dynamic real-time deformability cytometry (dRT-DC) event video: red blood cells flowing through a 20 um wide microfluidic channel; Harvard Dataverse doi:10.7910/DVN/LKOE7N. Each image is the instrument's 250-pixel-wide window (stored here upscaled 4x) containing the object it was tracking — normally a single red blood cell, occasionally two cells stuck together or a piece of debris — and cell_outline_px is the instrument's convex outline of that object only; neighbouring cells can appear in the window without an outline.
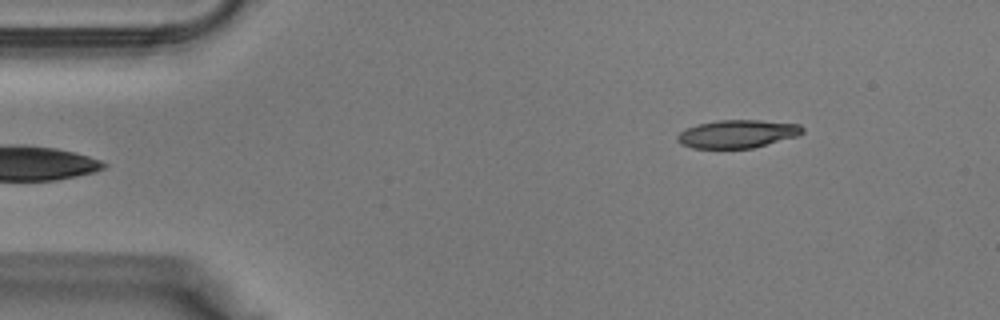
{"species": "Egyptian fruit bat (a non-hibernating species)", "species_latin": "Rousettus aegyptiacus", "temperature_condition": "warm", "stored_images_in_passage": 34, "camera_frame_rate_fps": 3000, "um_per_image_px": 0.085, "animal": {"sex": "male"}, "frame": {"image": 1, "passage_image": 1, "time_ms": 0.0, "image_size_px": [1000, 320], "cell_outline_px": [[804, 132], [796, 136], [752, 148], [692, 148], [680, 144], [676, 140], [676, 136], [680, 132], [688, 128], [700, 124], [716, 120], [760, 120], [800, 124], [804, 128]], "centroid_in_image_um": [62.67, 11.38], "position_along_channel_um": 22.3, "area_um2": 20.35}}
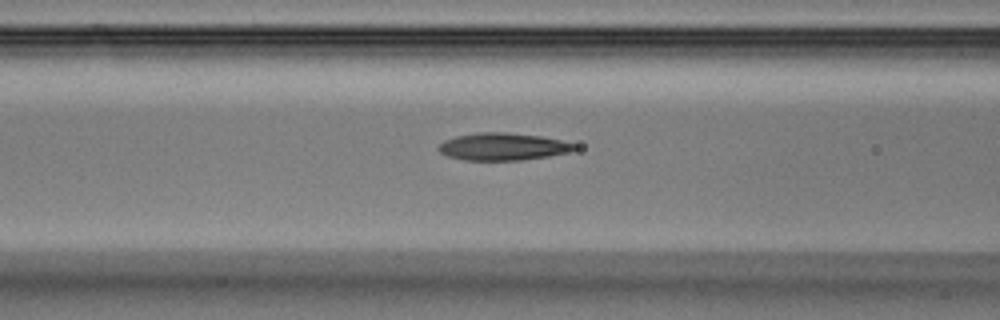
{"frame": {"image": 2, "passage_image": 11, "time_ms": 3.333, "image_size_px": [1000, 320], "cell_outline_px": [[580, 148], [568, 152], [548, 156], [520, 160], [464, 160], [448, 156], [440, 152], [436, 148], [444, 140], [456, 136], [476, 132], [504, 132], [540, 136], [560, 140], [576, 144]], "centroid_in_image_um": [42.73, 12.46], "position_along_channel_um": 123.9, "area_um2": 21.68}}
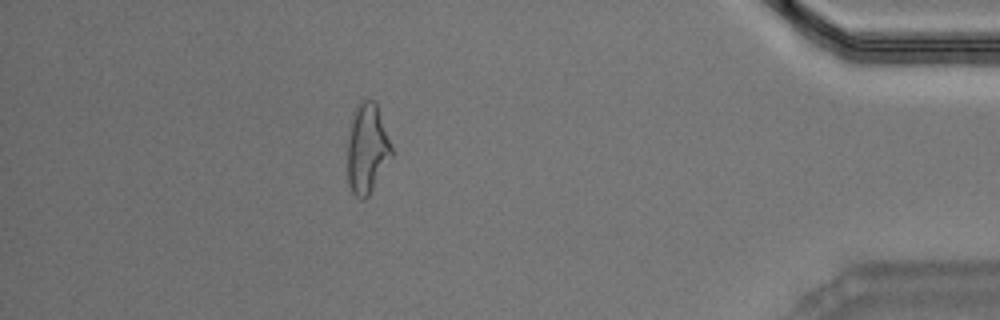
{"frame": {"image": 3, "passage_image": 30, "time_ms": 9.667, "image_size_px": [1000, 320], "cell_outline_px": [[392, 156], [368, 196], [364, 200], [360, 200], [352, 192], [348, 184], [348, 124], [356, 104], [364, 100], [376, 100], [392, 148]], "centroid_in_image_um": [31.18, 12.6], "position_along_channel_um": 404.0, "area_um2": 23.29}}